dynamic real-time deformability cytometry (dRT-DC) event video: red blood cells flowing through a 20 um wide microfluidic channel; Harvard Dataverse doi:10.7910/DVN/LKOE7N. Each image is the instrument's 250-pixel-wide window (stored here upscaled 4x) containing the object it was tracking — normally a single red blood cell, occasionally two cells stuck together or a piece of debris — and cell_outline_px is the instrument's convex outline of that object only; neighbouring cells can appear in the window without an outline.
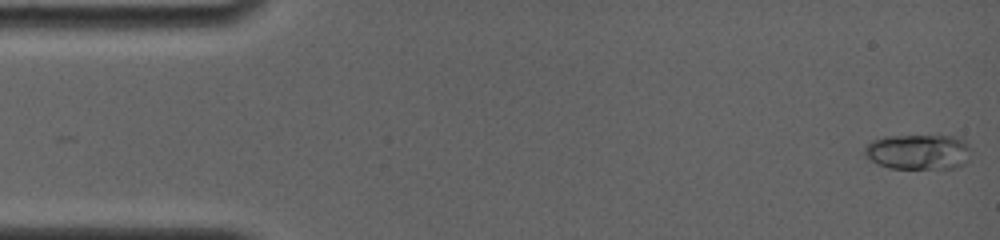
{"species": "common noctule bat (a hibernating species)", "species_latin": "Nyctalus noctula", "temperature_condition": "room temperature", "stored_images_in_passage": 29, "camera_frame_rate_fps": 4000, "um_per_image_px": 0.085, "animal": {"sex": "female", "body_mass_g": 19.0, "forearm_length_mm": 56.7}, "frame": {"image": 1, "passage_image": 1, "time_ms": 0.0, "image_size_px": [1000, 240], "cell_outline_px": [[968, 148], [964, 164], [956, 168], [888, 168], [872, 160], [864, 152], [864, 148], [872, 140], [884, 136], [936, 132], [952, 136], [964, 140], [968, 144]], "centroid_in_image_um": [78.05, 12.84], "position_along_channel_um": 7.0, "area_um2": 22.43}}
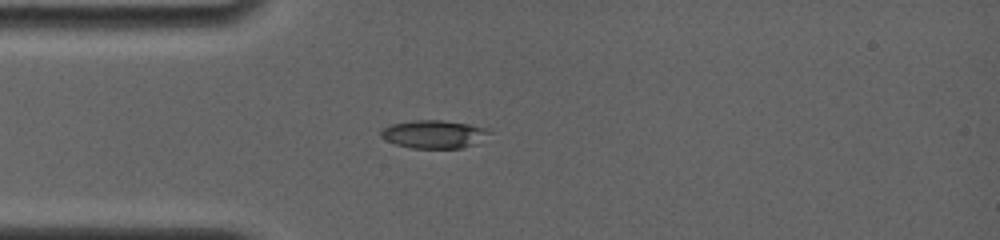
{"frame": {"image": 2, "passage_image": 19, "time_ms": 4.0, "image_size_px": [1000, 240], "cell_outline_px": [[492, 132], [480, 144], [460, 148], [412, 148], [396, 144], [384, 140], [380, 136], [380, 132], [384, 128], [392, 124], [412, 120], [444, 120], [468, 124], [488, 128]], "centroid_in_image_um": [36.94, 11.41], "position_along_channel_um": 48.1, "area_um2": 18.03}}
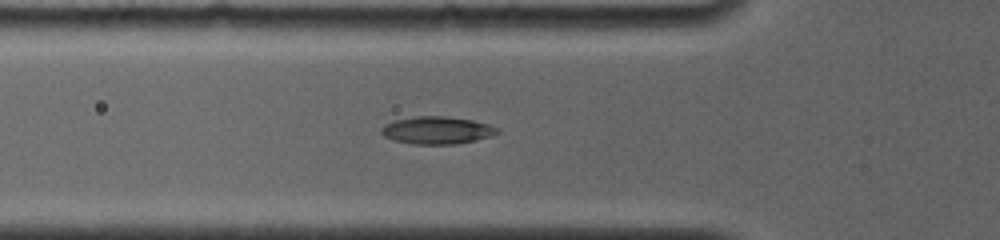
{"frame": {"image": 3, "passage_image": 25, "time_ms": 5.25, "image_size_px": [1000, 240], "cell_outline_px": [[500, 132], [492, 136], [476, 140], [456, 144], [412, 144], [396, 140], [384, 136], [380, 132], [380, 128], [384, 124], [396, 120], [416, 116], [448, 116], [472, 120], [488, 124], [496, 128]], "centroid_in_image_um": [37.14, 11.07], "position_along_channel_um": 88.7, "area_um2": 18.55}}